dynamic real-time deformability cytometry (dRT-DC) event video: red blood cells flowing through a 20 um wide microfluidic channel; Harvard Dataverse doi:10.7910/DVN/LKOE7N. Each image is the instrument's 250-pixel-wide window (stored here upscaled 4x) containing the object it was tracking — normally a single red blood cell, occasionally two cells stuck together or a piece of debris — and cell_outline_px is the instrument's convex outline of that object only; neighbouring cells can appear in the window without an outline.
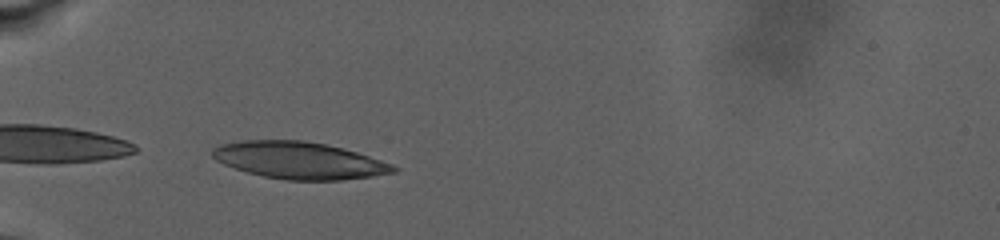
{"species": "human", "species_latin": "Homo sapiens", "temperature_condition": "warm", "stored_images_in_passage": 36, "camera_frame_rate_fps": 3000, "um_per_image_px": 0.085, "donor": {"sex": "male"}, "frame": {"image": 1, "passage_image": 1, "time_ms": 0.0, "image_size_px": [1000, 240], "cell_outline_px": [[400, 168], [396, 172], [372, 176], [340, 180], [288, 180], [264, 176], [248, 172], [224, 164], [216, 160], [212, 156], [212, 148], [220, 144], [240, 140], [304, 140], [324, 144], [356, 152], [392, 164]], "centroid_in_image_um": [25.42, 13.63], "position_along_channel_um": 59.6, "area_um2": 38.78}}
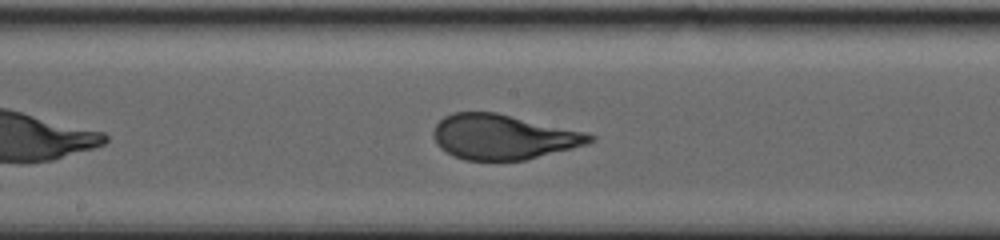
{"frame": {"image": 2, "passage_image": 16, "time_ms": 6.333, "image_size_px": [1000, 240], "cell_outline_px": [[596, 140], [588, 144], [524, 160], [464, 160], [452, 156], [440, 148], [436, 144], [432, 136], [432, 132], [436, 124], [444, 116], [452, 112], [496, 112], [588, 132], [596, 136]], "centroid_in_image_um": [42.77, 11.63], "position_along_channel_um": 205.4, "area_um2": 41.33}}
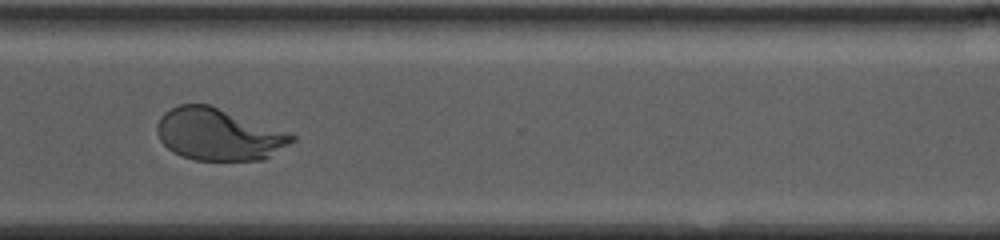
{"frame": {"image": 3, "passage_image": 24, "time_ms": 12.0, "image_size_px": [1000, 240], "cell_outline_px": [[296, 140], [264, 160], [196, 160], [180, 156], [172, 152], [160, 140], [156, 132], [156, 124], [160, 116], [164, 112], [180, 104], [208, 104], [296, 136]], "centroid_in_image_um": [18.52, 11.44], "position_along_channel_um": 352.1, "area_um2": 40.46}, "authors_computed_cell_mechanics": {"area_um2": 41.038, "velocity_mm_per_s": 2.5882, "shape_relaxation_time_tau1_ms": 6.3555, "shape_relaxation_time_tau2_ms": null, "deformation_change_tau1": 0.2457, "deformation_change_tau2": null}}